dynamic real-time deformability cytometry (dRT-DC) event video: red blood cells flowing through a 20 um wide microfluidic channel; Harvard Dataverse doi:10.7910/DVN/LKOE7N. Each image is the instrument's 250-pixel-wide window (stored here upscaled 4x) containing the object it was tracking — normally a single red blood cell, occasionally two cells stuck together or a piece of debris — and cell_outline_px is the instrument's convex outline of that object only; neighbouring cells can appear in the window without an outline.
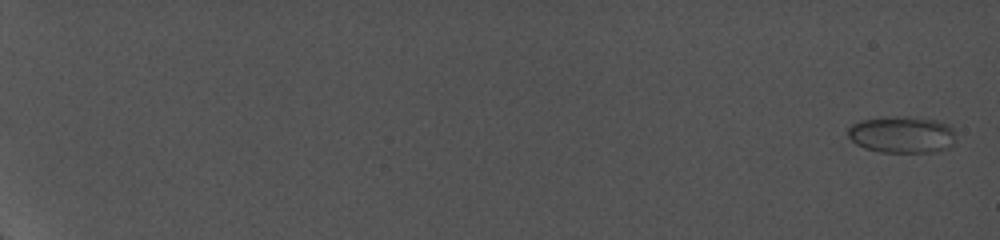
{"species": "common noctule bat (a hibernating species)", "species_latin": "Nyctalus noctula", "temperature_condition": "cold", "stored_images_in_passage": 11, "camera_frame_rate_fps": 5000, "um_per_image_px": 0.085, "animal": {"sex": "female", "body_mass_g": 19.0, "forearm_length_mm": 56.7}, "frame": {"image": 1, "passage_image": 1, "time_ms": 0.0, "image_size_px": [1000, 240], "cell_outline_px": [[952, 144], [948, 148], [936, 152], [880, 152], [864, 148], [856, 144], [848, 136], [848, 128], [852, 124], [860, 120], [892, 116], [908, 116], [936, 120], [948, 124], [952, 128]], "centroid_in_image_um": [76.63, 11.43], "position_along_channel_um": 8.4, "area_um2": 23.12}}
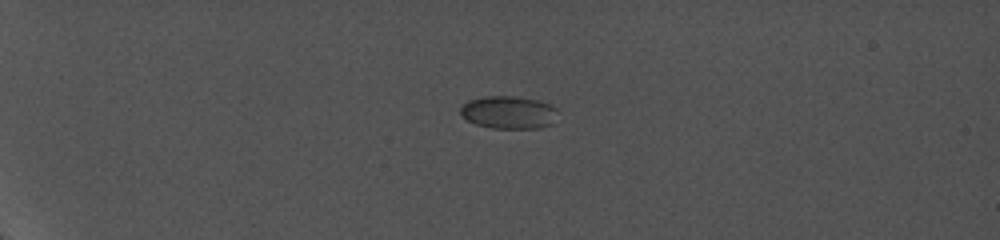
{"frame": {"image": 2, "passage_image": 7, "time_ms": 6.2, "image_size_px": [1000, 240], "cell_outline_px": [[556, 108], [552, 124], [540, 128], [492, 128], [476, 124], [460, 116], [460, 108], [468, 100], [484, 96], [512, 96], [540, 100], [552, 104]], "centroid_in_image_um": [43.21, 9.54], "position_along_channel_um": 41.8, "area_um2": 18.61}}
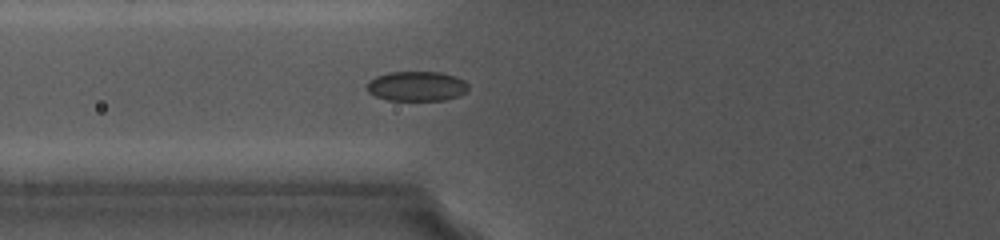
{"frame": {"image": 3, "passage_image": 11, "time_ms": 10.0, "image_size_px": [1000, 240], "cell_outline_px": [[468, 92], [460, 96], [444, 100], [388, 100], [376, 96], [368, 92], [368, 80], [376, 76], [388, 72], [440, 72], [456, 76], [464, 80], [468, 84]], "centroid_in_image_um": [35.46, 7.32], "position_along_channel_um": 90.3, "area_um2": 17.74}}